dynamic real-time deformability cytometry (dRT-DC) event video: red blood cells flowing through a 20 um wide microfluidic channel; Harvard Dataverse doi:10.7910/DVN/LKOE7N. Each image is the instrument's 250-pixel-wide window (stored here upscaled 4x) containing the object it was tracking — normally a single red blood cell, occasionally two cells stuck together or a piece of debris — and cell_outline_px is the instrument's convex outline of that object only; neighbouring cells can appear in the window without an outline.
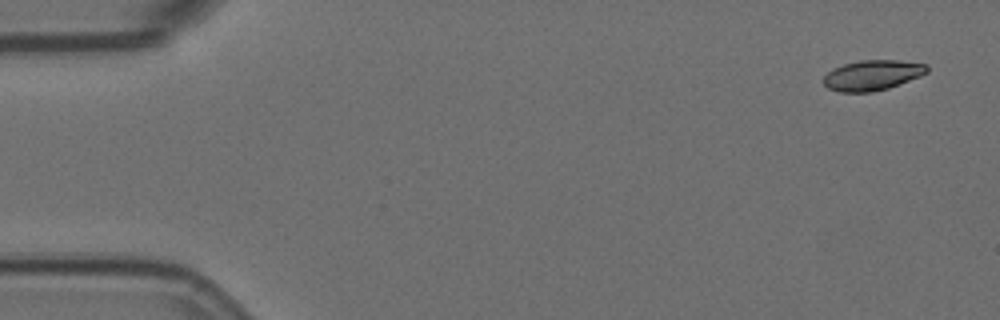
{"species": "Egyptian fruit bat (a non-hibernating species)", "species_latin": "Rousettus aegyptiacus", "temperature_condition": "room temperature", "stored_images_in_passage": 4, "camera_frame_rate_fps": 3000, "um_per_image_px": 0.085, "animal": {"sex": "female"}, "frame": {"image": 1, "passage_image": 1, "time_ms": 0.0, "image_size_px": [1000, 320], "cell_outline_px": [[928, 72], [920, 76], [888, 88], [872, 92], [840, 92], [828, 88], [824, 84], [824, 76], [832, 68], [844, 64], [860, 60], [900, 60], [928, 64]], "centroid_in_image_um": [74.16, 6.38], "position_along_channel_um": 10.8, "area_um2": 18.26}}
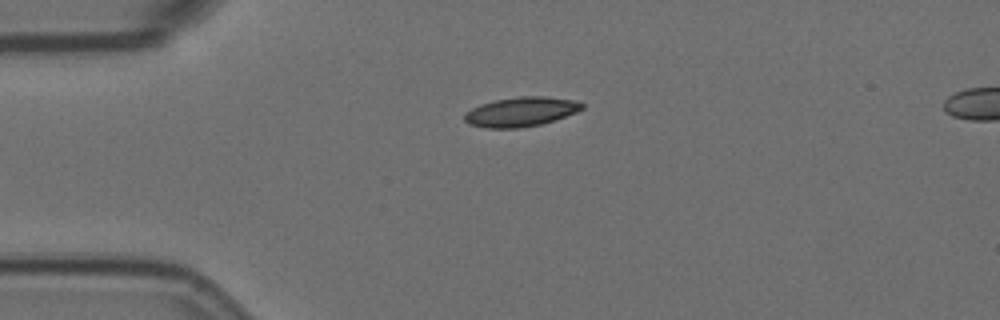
{"frame": {"image": 2, "passage_image": 3, "time_ms": 0.667, "image_size_px": [1000, 320], "cell_outline_px": [[584, 108], [576, 112], [540, 124], [520, 128], [484, 128], [468, 124], [464, 120], [464, 112], [480, 104], [496, 100], [520, 96], [544, 96], [576, 100], [584, 104]], "centroid_in_image_um": [44.25, 9.5], "position_along_channel_um": 40.8, "area_um2": 20.17}}